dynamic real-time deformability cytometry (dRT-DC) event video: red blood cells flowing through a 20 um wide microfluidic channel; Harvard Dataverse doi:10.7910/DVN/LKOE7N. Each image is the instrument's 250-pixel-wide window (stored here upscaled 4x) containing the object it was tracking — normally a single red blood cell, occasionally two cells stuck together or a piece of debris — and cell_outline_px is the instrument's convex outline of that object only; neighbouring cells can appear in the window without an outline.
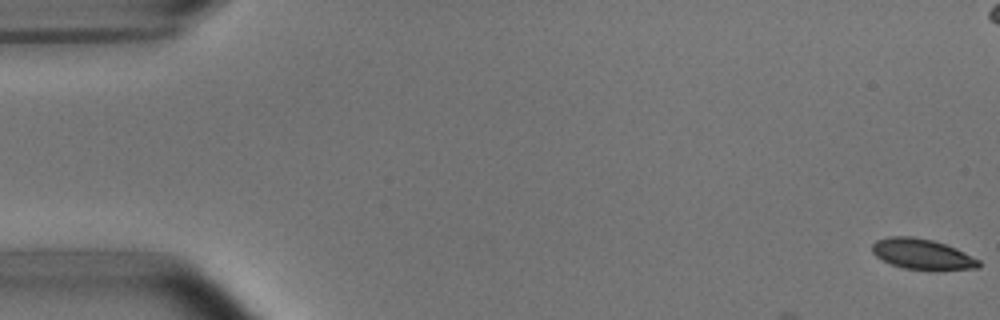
{"species": "common noctule bat (a hibernating species)", "species_latin": "Nyctalus noctula", "temperature_condition": "room temperature", "stored_images_in_passage": 8, "camera_frame_rate_fps": 3000, "um_per_image_px": 0.085, "animal": {"sex": "male", "body_mass_g": 15.6}, "frame": {"image": 1, "passage_image": 1, "time_ms": 0.0, "image_size_px": [1000, 320], "cell_outline_px": [[980, 268], [940, 272], [932, 272], [904, 268], [892, 264], [876, 256], [872, 252], [872, 244], [876, 240], [892, 236], [912, 236], [932, 240], [956, 248], [980, 260]], "centroid_in_image_um": [78.45, 21.64], "position_along_channel_um": 6.6, "area_um2": 19.48}}